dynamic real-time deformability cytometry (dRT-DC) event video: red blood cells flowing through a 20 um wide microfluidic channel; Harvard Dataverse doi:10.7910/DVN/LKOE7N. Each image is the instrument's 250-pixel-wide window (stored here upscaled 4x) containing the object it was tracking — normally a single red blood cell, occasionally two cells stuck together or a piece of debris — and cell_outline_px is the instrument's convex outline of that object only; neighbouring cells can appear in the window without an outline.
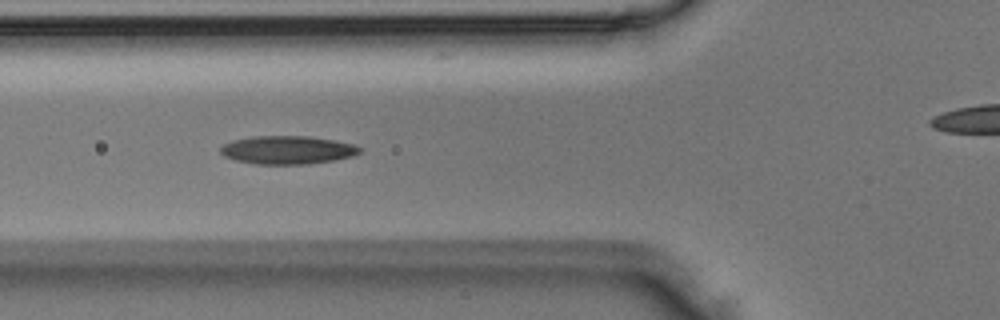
{"species": "Egyptian fruit bat (a non-hibernating species)", "species_latin": "Rousettus aegyptiacus", "temperature_condition": "room temperature", "stored_images_in_passage": 6, "camera_frame_rate_fps": 3000, "um_per_image_px": 0.085, "animal": {"sex": "male"}, "frame": {"image": 1, "passage_image": 4, "time_ms": 1.0, "image_size_px": [1000, 320], "cell_outline_px": [[364, 148], [360, 152], [352, 156], [332, 160], [308, 164], [256, 164], [236, 160], [224, 156], [220, 152], [220, 148], [224, 144], [232, 140], [252, 136], [308, 136], [336, 140], [352, 144]], "centroid_in_image_um": [24.43, 12.74], "position_along_channel_um": 101.4, "area_um2": 22.95}}
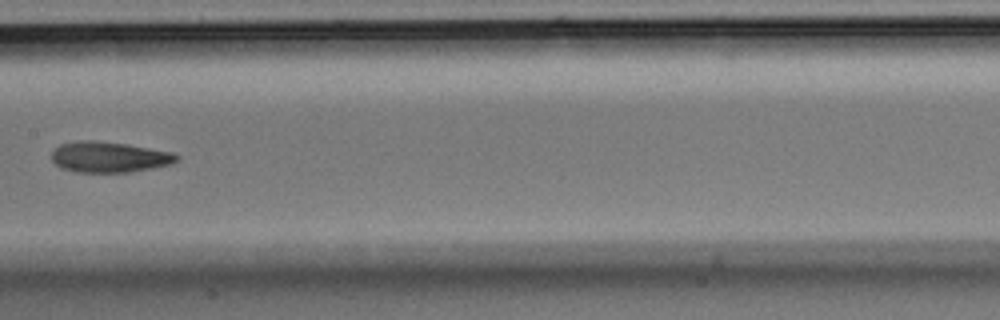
{"frame": {"image": 2, "passage_image": 6, "time_ms": 1.667, "image_size_px": [1000, 320], "cell_outline_px": [[180, 160], [172, 164], [152, 168], [128, 172], [76, 172], [60, 168], [52, 160], [52, 152], [60, 144], [80, 140], [92, 140], [124, 144], [172, 152], [180, 156]], "centroid_in_image_um": [9.29, 13.35], "position_along_channel_um": 198.1, "area_um2": 22.31}}